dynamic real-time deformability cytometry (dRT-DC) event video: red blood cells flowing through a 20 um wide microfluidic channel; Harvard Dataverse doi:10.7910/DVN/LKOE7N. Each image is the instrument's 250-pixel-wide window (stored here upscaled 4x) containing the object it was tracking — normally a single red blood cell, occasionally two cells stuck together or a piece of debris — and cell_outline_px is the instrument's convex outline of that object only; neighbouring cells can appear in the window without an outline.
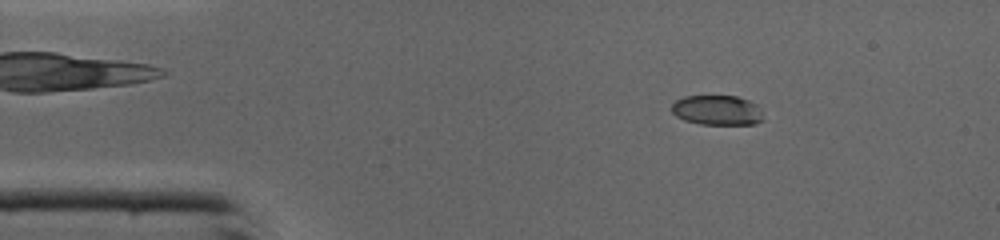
{"species": "common noctule bat (a hibernating species)", "species_latin": "Nyctalus noctula", "temperature_condition": "cold", "stored_images_in_passage": 46, "camera_frame_rate_fps": 3000, "um_per_image_px": 0.085, "animal": {"sex": "male", "body_mass_g": 19.0, "forearm_length_mm": 50.8}, "frame": {"image": 1, "passage_image": 7, "time_ms": 2.0, "image_size_px": [1000, 240], "cell_outline_px": [[764, 120], [756, 124], [700, 124], [684, 120], [676, 116], [672, 112], [672, 104], [676, 100], [684, 96], [736, 96], [748, 100], [756, 104]], "centroid_in_image_um": [60.94, 9.37], "position_along_channel_um": 24.1, "area_um2": 15.9}}
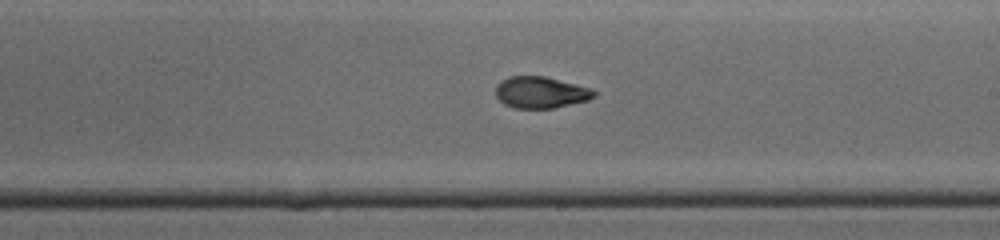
{"frame": {"image": 2, "passage_image": 26, "time_ms": 8.333, "image_size_px": [1000, 240], "cell_outline_px": [[596, 96], [588, 100], [552, 108], [512, 108], [504, 104], [496, 96], [496, 84], [508, 76], [544, 76], [592, 88], [596, 92]], "centroid_in_image_um": [45.95, 7.85], "position_along_channel_um": 243.0, "area_um2": 18.09}}
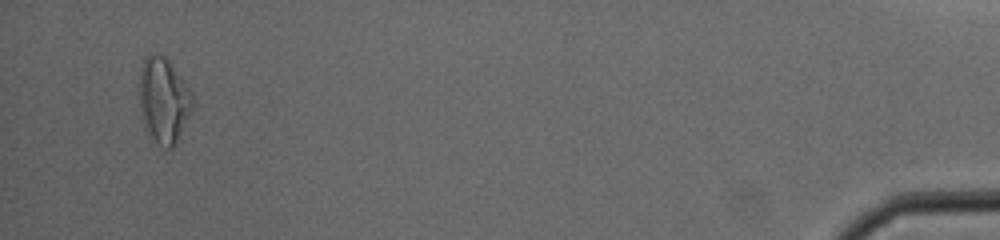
{"frame": {"image": 3, "passage_image": 44, "time_ms": 14.333, "image_size_px": [1000, 240], "cell_outline_px": [[192, 108], [172, 148], [168, 148], [160, 144], [144, 128], [140, 104], [140, 68], [148, 52], [156, 52], [164, 56], [168, 60], [188, 88], [192, 100]], "centroid_in_image_um": [13.86, 8.46], "position_along_channel_um": 421.3, "area_um2": 25.61}, "authors_computed_cell_mechanics": {"area_um2": 18.0625, "velocity_mm_per_s": 4.3912, "shape_relaxation_time_tau1_ms": 2.3777, "shape_relaxation_time_tau2_ms": 1.5434, "deformation_change_tau1": 0.1402, "deformation_change_tau2": 0.0745}}